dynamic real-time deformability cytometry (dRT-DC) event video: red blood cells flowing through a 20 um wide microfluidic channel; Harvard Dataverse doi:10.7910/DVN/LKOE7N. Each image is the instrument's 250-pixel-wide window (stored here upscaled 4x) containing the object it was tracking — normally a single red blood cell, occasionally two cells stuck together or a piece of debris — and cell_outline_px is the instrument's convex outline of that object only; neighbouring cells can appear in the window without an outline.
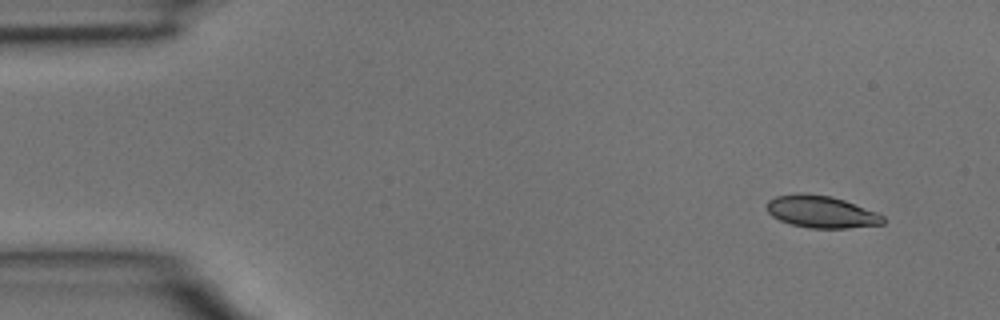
{"species": "common noctule bat (a hibernating species)", "species_latin": "Nyctalus noctula", "temperature_condition": "room temperature", "stored_images_in_passage": 3, "camera_frame_rate_fps": 3000, "um_per_image_px": 0.085, "animal": {"sex": "male", "body_mass_g": 15.6}, "frame": {"image": 1, "passage_image": 1, "time_ms": 0.0, "image_size_px": [1000, 320], "cell_outline_px": [[888, 220], [884, 224], [848, 228], [808, 228], [792, 224], [780, 220], [772, 216], [768, 212], [768, 200], [776, 196], [800, 192], [804, 192], [832, 196], [844, 200], [876, 212], [884, 216]], "centroid_in_image_um": [69.84, 18.0], "position_along_channel_um": 15.2, "area_um2": 21.91}}
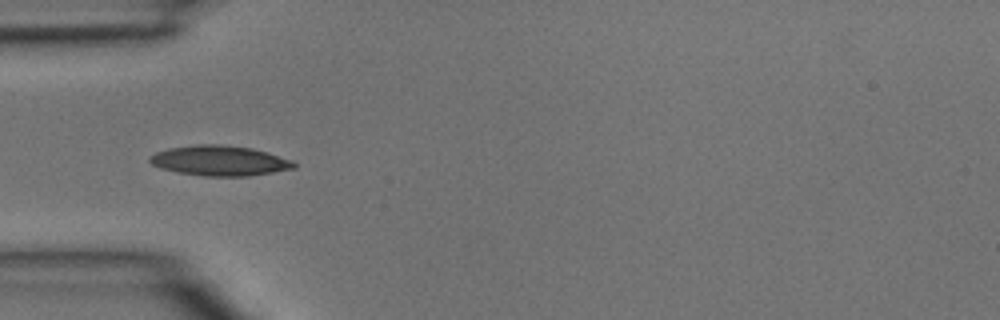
{"frame": {"image": 2, "passage_image": 3, "time_ms": 0.667, "image_size_px": [1000, 320], "cell_outline_px": [[296, 168], [248, 176], [204, 176], [180, 172], [160, 168], [152, 164], [148, 160], [148, 156], [156, 152], [168, 148], [196, 144], [216, 144], [252, 148], [292, 160], [296, 164]], "centroid_in_image_um": [18.64, 13.65], "position_along_channel_um": 66.4, "area_um2": 25.2}}